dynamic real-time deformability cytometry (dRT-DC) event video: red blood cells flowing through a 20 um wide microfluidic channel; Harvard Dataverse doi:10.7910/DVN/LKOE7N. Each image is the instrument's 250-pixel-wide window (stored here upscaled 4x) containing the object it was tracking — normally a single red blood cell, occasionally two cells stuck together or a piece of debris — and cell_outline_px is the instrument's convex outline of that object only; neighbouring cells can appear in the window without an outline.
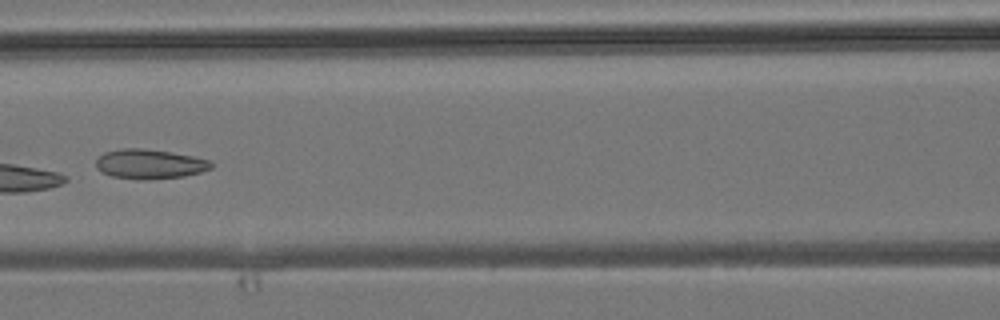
{"species": "common noctule bat (a hibernating species)", "species_latin": "Nyctalus noctula", "temperature_condition": "room temperature", "stored_images_in_passage": 7, "camera_frame_rate_fps": 3000, "um_per_image_px": 0.085, "animal": {"sex": "male", "body_mass_g": 19.2, "forearm_length_mm": 51.8}, "frame": {"image": 1, "passage_image": 6, "time_ms": 6.667, "image_size_px": [1000, 320], "cell_outline_px": [[212, 168], [200, 172], [184, 176], [144, 180], [136, 180], [112, 176], [100, 172], [96, 168], [96, 160], [104, 152], [120, 148], [144, 148], [172, 152], [192, 156], [208, 160], [212, 164]], "centroid_in_image_um": [12.67, 13.94], "position_along_channel_um": 153.9, "area_um2": 20.0}}